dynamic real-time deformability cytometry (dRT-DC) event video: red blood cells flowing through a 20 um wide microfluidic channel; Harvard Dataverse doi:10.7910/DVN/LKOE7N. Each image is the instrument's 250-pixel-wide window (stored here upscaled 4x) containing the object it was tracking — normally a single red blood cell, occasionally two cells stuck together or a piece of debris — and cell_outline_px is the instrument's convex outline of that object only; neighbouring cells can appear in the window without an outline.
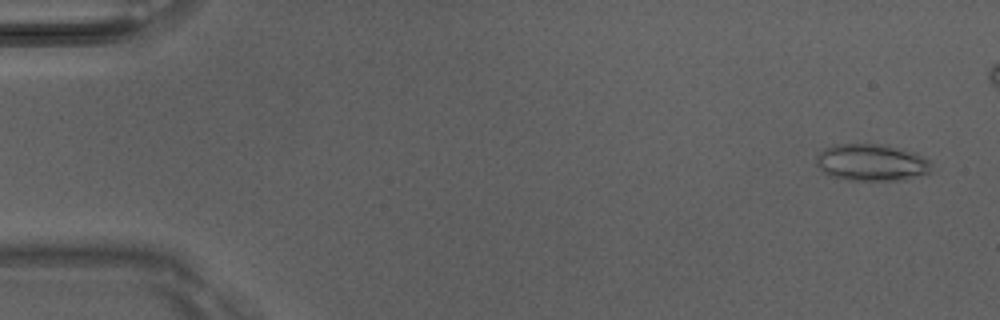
{"species": "Egyptian fruit bat (a non-hibernating species)", "species_latin": "Rousettus aegyptiacus", "temperature_condition": "room temperature", "stored_images_in_passage": 7, "camera_frame_rate_fps": 3000, "um_per_image_px": 0.085, "animal": {"sex": "male"}, "frame": {"image": 1, "passage_image": 1, "time_ms": 0.0, "image_size_px": [1000, 320], "cell_outline_px": [[932, 172], [904, 180], [848, 180], [832, 176], [824, 172], [816, 164], [816, 156], [824, 148], [832, 144], [884, 144], [916, 152], [928, 160], [932, 164]], "centroid_in_image_um": [74.1, 13.8], "position_along_channel_um": 10.9, "area_um2": 25.03}}